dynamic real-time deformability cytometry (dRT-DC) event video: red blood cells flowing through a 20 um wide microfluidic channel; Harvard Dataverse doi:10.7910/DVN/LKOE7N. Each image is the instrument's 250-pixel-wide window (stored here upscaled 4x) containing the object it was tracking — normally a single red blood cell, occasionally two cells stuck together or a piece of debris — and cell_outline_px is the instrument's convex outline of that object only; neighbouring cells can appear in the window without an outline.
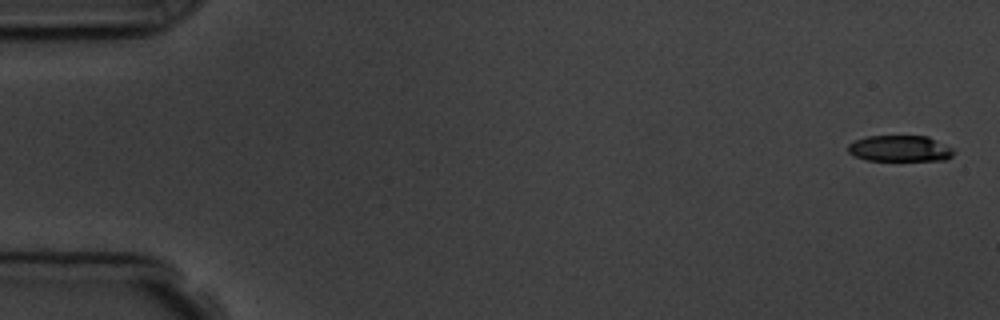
{"species": "common noctule bat (a hibernating species)", "species_latin": "Nyctalus noctula", "temperature_condition": "room temperature", "stored_images_in_passage": 5, "camera_frame_rate_fps": 3000, "um_per_image_px": 0.085, "animal": {"sex": "male", "body_mass_g": 19.5, "forearm_length_mm": 54.6}, "frame": {"image": 1, "passage_image": 1, "time_ms": 0.0, "image_size_px": [1000, 320], "cell_outline_px": [[956, 152], [952, 156], [944, 160], [864, 160], [848, 152], [848, 144], [864, 136], [928, 136], [952, 148]], "centroid_in_image_um": [76.49, 12.62], "position_along_channel_um": 8.5, "area_um2": 16.07}}
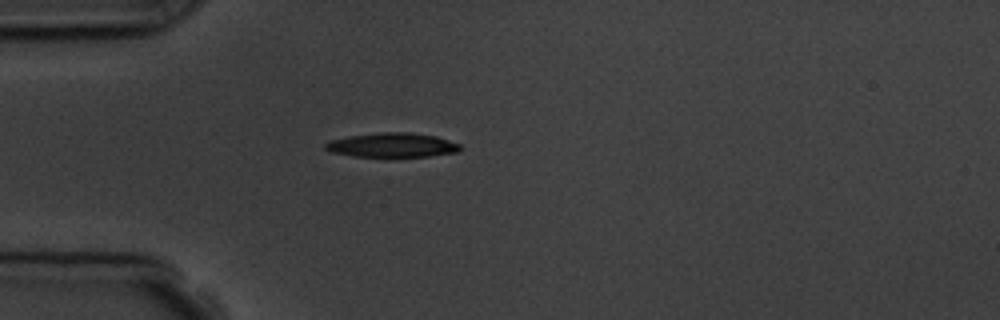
{"frame": {"image": 2, "passage_image": 5, "time_ms": 4.667, "image_size_px": [1000, 320], "cell_outline_px": [[460, 148], [456, 152], [428, 156], [352, 156], [332, 152], [324, 148], [324, 144], [328, 140], [352, 136], [380, 132], [408, 132], [436, 136], [460, 144]], "centroid_in_image_um": [33.31, 12.32], "position_along_channel_um": 51.7, "area_um2": 18.84}}